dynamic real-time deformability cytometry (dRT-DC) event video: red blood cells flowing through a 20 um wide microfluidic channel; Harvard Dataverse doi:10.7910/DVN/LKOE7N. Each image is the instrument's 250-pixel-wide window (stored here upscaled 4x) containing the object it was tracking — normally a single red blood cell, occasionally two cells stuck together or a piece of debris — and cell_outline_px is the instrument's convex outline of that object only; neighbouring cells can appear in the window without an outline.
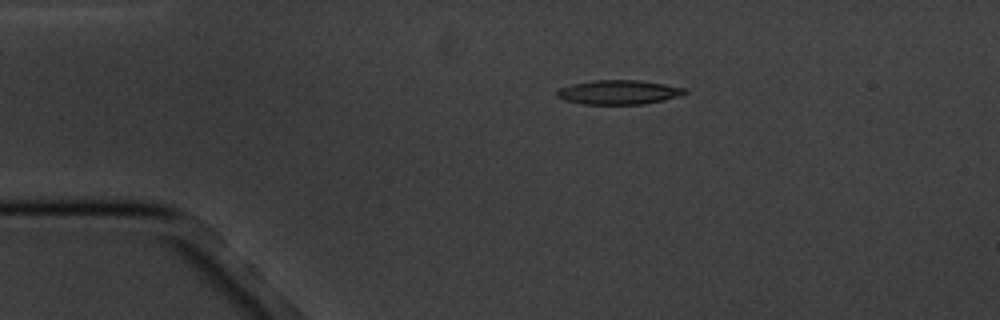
{"species": "common noctule bat (a hibernating species)", "species_latin": "Nyctalus noctula", "temperature_condition": "cold", "stored_images_in_passage": 6, "camera_frame_rate_fps": 3000, "um_per_image_px": 0.085, "animal": {"sex": "male", "body_mass_g": 20.1, "forearm_length_mm": 53.5}, "frame": {"image": 1, "passage_image": 3, "time_ms": 3.0, "image_size_px": [1000, 320], "cell_outline_px": [[688, 92], [680, 96], [664, 100], [644, 104], [580, 104], [564, 100], [556, 96], [556, 92], [560, 88], [572, 84], [596, 80], [636, 80], [664, 84], [688, 88]], "centroid_in_image_um": [52.61, 7.84], "position_along_channel_um": 32.4, "area_um2": 18.15}}
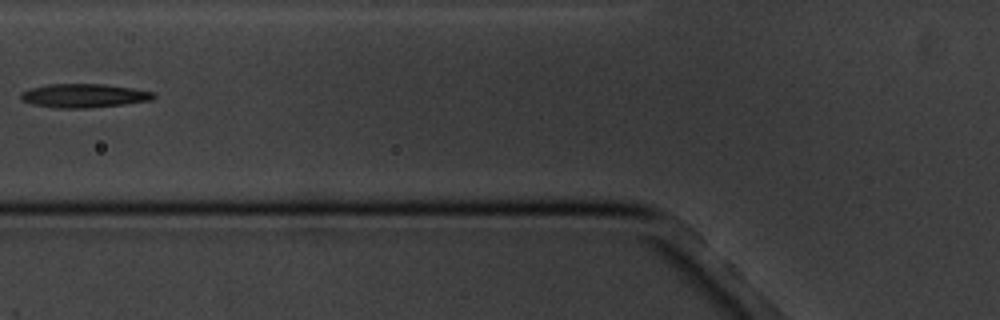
{"frame": {"image": 2, "passage_image": 6, "time_ms": 6.667, "image_size_px": [1000, 320], "cell_outline_px": [[156, 96], [152, 100], [124, 104], [88, 108], [56, 108], [32, 104], [20, 100], [20, 92], [32, 88], [48, 84], [104, 84], [132, 88], [156, 92]], "centroid_in_image_um": [7.14, 8.13], "position_along_channel_um": 118.7, "area_um2": 18.5}}